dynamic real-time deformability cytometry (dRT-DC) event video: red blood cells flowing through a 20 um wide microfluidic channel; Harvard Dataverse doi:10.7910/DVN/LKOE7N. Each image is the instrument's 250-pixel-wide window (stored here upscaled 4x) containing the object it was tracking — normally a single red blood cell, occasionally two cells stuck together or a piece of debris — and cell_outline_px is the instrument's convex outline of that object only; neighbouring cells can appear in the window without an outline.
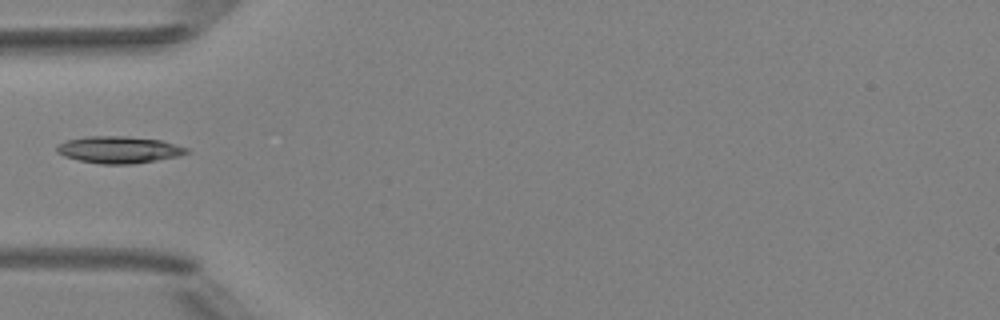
{"species": "Egyptian fruit bat (a non-hibernating species)", "species_latin": "Rousettus aegyptiacus", "temperature_condition": "room temperature", "stored_images_in_passage": 5, "camera_frame_rate_fps": 3000, "um_per_image_px": 0.085, "animal": {"sex": "female"}, "frame": {"image": 1, "passage_image": 4, "time_ms": 3.667, "image_size_px": [1000, 320], "cell_outline_px": [[188, 152], [180, 156], [132, 164], [100, 164], [80, 160], [64, 156], [56, 152], [56, 144], [68, 140], [88, 136], [128, 136], [160, 140], [188, 148]], "centroid_in_image_um": [10.08, 12.72], "position_along_channel_um": 74.9, "area_um2": 20.29}}
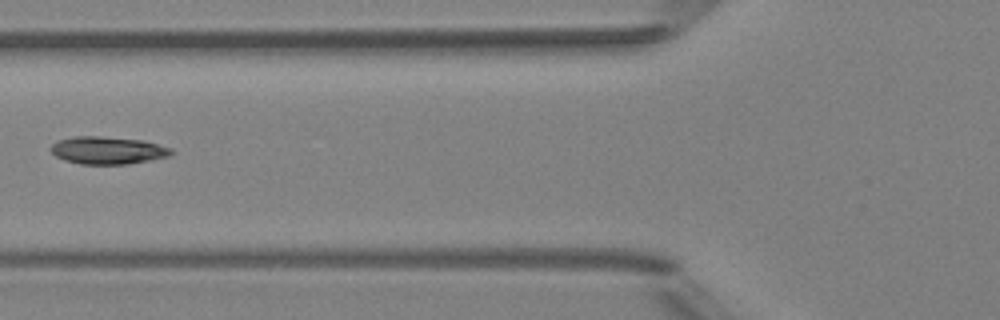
{"frame": {"image": 2, "passage_image": 5, "time_ms": 4.667, "image_size_px": [1000, 320], "cell_outline_px": [[176, 152], [172, 156], [152, 160], [128, 164], [80, 164], [64, 160], [56, 156], [48, 148], [56, 140], [72, 136], [100, 136], [144, 140], [172, 148]], "centroid_in_image_um": [9.18, 12.77], "position_along_channel_um": 116.6, "area_um2": 19.77}}